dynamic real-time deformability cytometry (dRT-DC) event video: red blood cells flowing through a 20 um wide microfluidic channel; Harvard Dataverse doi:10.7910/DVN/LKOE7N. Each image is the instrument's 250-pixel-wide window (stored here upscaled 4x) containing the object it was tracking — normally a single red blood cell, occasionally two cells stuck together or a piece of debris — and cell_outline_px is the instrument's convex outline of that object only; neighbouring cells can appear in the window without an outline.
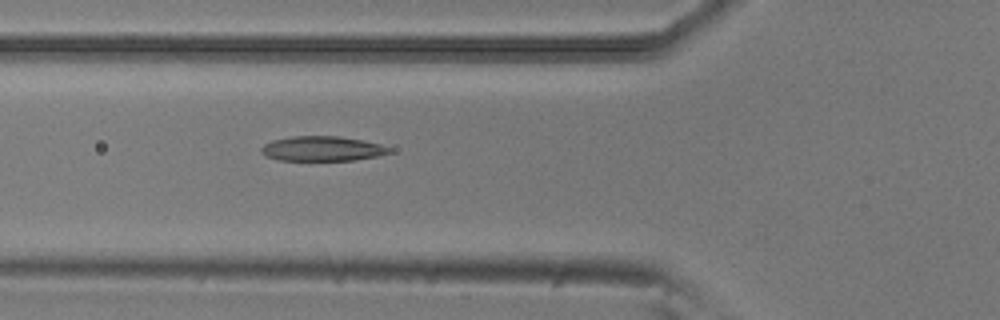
{"species": "common noctule bat (a hibernating species)", "species_latin": "Nyctalus noctula", "temperature_condition": "room temperature", "stored_images_in_passage": 3, "camera_frame_rate_fps": 3000, "um_per_image_px": 0.085, "animal": {"sex": "male", "body_mass_g": 20.5, "forearm_length_mm": 52.5}, "frame": {"image": 1, "passage_image": 3, "time_ms": 0.667, "image_size_px": [1000, 320], "cell_outline_px": [[392, 152], [376, 156], [356, 160], [280, 160], [264, 156], [260, 152], [260, 148], [264, 144], [272, 140], [292, 136], [340, 136], [364, 140], [380, 144], [392, 148]], "centroid_in_image_um": [27.38, 12.63], "position_along_channel_um": 98.4, "area_um2": 18.67}}